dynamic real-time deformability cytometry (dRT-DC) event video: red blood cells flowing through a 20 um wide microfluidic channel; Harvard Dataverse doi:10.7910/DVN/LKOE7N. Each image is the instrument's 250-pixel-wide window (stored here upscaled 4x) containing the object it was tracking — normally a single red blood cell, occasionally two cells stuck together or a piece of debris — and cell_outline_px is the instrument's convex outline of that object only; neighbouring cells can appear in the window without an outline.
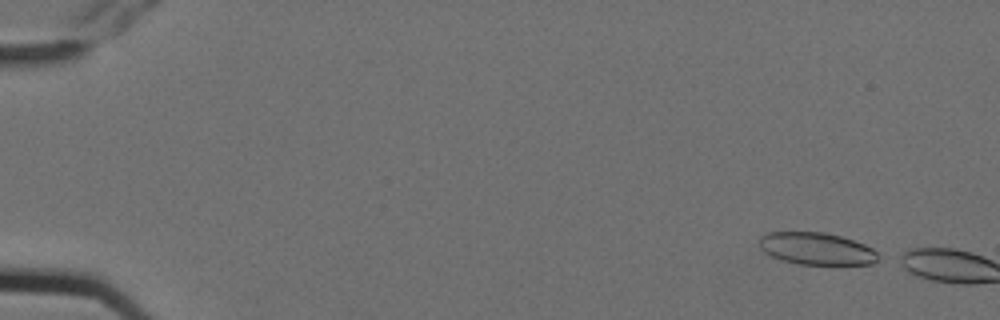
{"species": "Egyptian fruit bat (a non-hibernating species)", "species_latin": "Rousettus aegyptiacus", "temperature_condition": "cold", "stored_images_in_passage": 2, "camera_frame_rate_fps": 3000, "um_per_image_px": 0.085, "animal": {"sex": "female"}, "frame": {"image": 1, "passage_image": 1, "time_ms": 0.0, "image_size_px": [1000, 320], "cell_outline_px": [[884, 256], [880, 260], [872, 264], [840, 268], [800, 264], [784, 260], [772, 256], [764, 252], [760, 244], [760, 236], [768, 232], [824, 232], [840, 236], [864, 244], [872, 248]], "centroid_in_image_um": [69.55, 21.2], "position_along_channel_um": 15.4, "area_um2": 23.35}}